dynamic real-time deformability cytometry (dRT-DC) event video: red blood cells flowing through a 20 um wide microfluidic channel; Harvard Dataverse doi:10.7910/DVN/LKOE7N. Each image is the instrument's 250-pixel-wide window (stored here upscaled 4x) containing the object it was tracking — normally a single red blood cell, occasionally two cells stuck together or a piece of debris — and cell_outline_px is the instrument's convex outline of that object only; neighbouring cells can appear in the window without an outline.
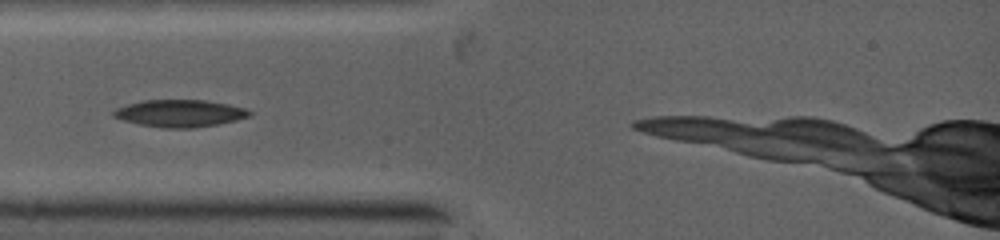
{"species": "common noctule bat (a hibernating species)", "species_latin": "Nyctalus noctula", "temperature_condition": "warm", "stored_images_in_passage": 9, "camera_frame_rate_fps": 5000, "um_per_image_px": 0.085, "animal": {"sex": "female", "body_mass_g": 19.0, "forearm_length_mm": 53.3}, "frame": {"image": 1, "passage_image": 6, "time_ms": 1.8, "image_size_px": [1000, 240], "cell_outline_px": [[252, 112], [248, 116], [236, 120], [196, 128], [164, 128], [140, 124], [124, 120], [112, 116], [112, 112], [116, 108], [144, 100], [204, 100], [228, 104], [244, 108]], "centroid_in_image_um": [15.28, 9.63], "position_along_channel_um": 69.7, "area_um2": 21.27}}